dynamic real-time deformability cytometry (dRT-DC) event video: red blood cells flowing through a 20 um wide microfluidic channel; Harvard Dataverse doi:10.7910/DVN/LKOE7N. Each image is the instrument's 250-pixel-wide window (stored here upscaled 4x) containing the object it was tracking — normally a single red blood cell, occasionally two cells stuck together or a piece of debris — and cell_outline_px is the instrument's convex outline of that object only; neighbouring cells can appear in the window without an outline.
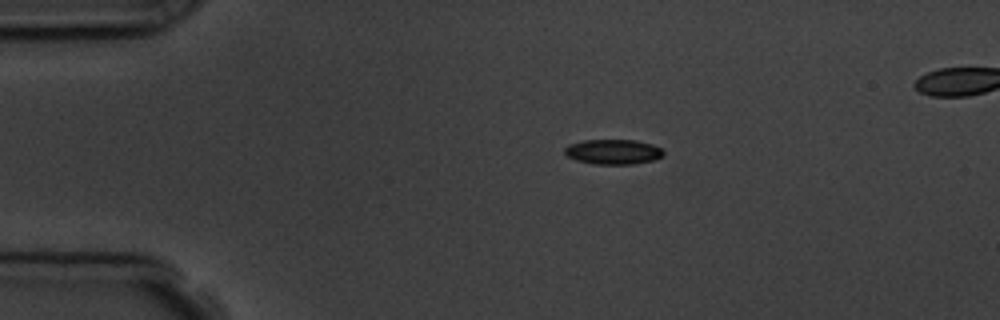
{"species": "common noctule bat (a hibernating species)", "species_latin": "Nyctalus noctula", "temperature_condition": "room temperature", "stored_images_in_passage": 4, "camera_frame_rate_fps": 3000, "um_per_image_px": 0.085, "animal": {"sex": "male", "body_mass_g": 19.5, "forearm_length_mm": 54.6}, "frame": {"image": 1, "passage_image": 2, "time_ms": 2.0, "image_size_px": [1000, 320], "cell_outline_px": [[664, 156], [652, 160], [632, 164], [596, 164], [576, 160], [568, 156], [564, 152], [564, 148], [568, 144], [584, 140], [636, 140], [652, 144], [660, 148], [664, 152]], "centroid_in_image_um": [52.11, 12.89], "position_along_channel_um": 32.9, "area_um2": 14.33}}